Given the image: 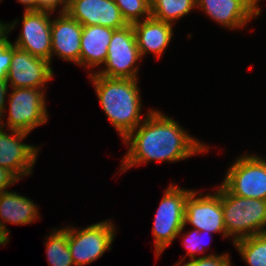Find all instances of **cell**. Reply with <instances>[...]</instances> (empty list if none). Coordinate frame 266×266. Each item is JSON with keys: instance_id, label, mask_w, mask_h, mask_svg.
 <instances>
[{"instance_id": "obj_12", "label": "cell", "mask_w": 266, "mask_h": 266, "mask_svg": "<svg viewBox=\"0 0 266 266\" xmlns=\"http://www.w3.org/2000/svg\"><path fill=\"white\" fill-rule=\"evenodd\" d=\"M47 10L24 11L22 31L13 45L51 63V14Z\"/></svg>"}, {"instance_id": "obj_20", "label": "cell", "mask_w": 266, "mask_h": 266, "mask_svg": "<svg viewBox=\"0 0 266 266\" xmlns=\"http://www.w3.org/2000/svg\"><path fill=\"white\" fill-rule=\"evenodd\" d=\"M150 4L152 17L173 25L197 8L196 0H150Z\"/></svg>"}, {"instance_id": "obj_11", "label": "cell", "mask_w": 266, "mask_h": 266, "mask_svg": "<svg viewBox=\"0 0 266 266\" xmlns=\"http://www.w3.org/2000/svg\"><path fill=\"white\" fill-rule=\"evenodd\" d=\"M11 134L0 127V167L6 168L18 180L33 172L39 147L23 143L29 133L10 130Z\"/></svg>"}, {"instance_id": "obj_29", "label": "cell", "mask_w": 266, "mask_h": 266, "mask_svg": "<svg viewBox=\"0 0 266 266\" xmlns=\"http://www.w3.org/2000/svg\"><path fill=\"white\" fill-rule=\"evenodd\" d=\"M25 6V11H38L37 0H16Z\"/></svg>"}, {"instance_id": "obj_21", "label": "cell", "mask_w": 266, "mask_h": 266, "mask_svg": "<svg viewBox=\"0 0 266 266\" xmlns=\"http://www.w3.org/2000/svg\"><path fill=\"white\" fill-rule=\"evenodd\" d=\"M248 266H266V233L233 242Z\"/></svg>"}, {"instance_id": "obj_1", "label": "cell", "mask_w": 266, "mask_h": 266, "mask_svg": "<svg viewBox=\"0 0 266 266\" xmlns=\"http://www.w3.org/2000/svg\"><path fill=\"white\" fill-rule=\"evenodd\" d=\"M123 141L128 152L122 158L121 172L150 161L184 160L209 149L177 121L154 109L147 112L142 123Z\"/></svg>"}, {"instance_id": "obj_31", "label": "cell", "mask_w": 266, "mask_h": 266, "mask_svg": "<svg viewBox=\"0 0 266 266\" xmlns=\"http://www.w3.org/2000/svg\"><path fill=\"white\" fill-rule=\"evenodd\" d=\"M8 32V24L0 21V39Z\"/></svg>"}, {"instance_id": "obj_2", "label": "cell", "mask_w": 266, "mask_h": 266, "mask_svg": "<svg viewBox=\"0 0 266 266\" xmlns=\"http://www.w3.org/2000/svg\"><path fill=\"white\" fill-rule=\"evenodd\" d=\"M89 78L104 113L124 140L145 119L141 116L139 79L107 78L97 73H90Z\"/></svg>"}, {"instance_id": "obj_4", "label": "cell", "mask_w": 266, "mask_h": 266, "mask_svg": "<svg viewBox=\"0 0 266 266\" xmlns=\"http://www.w3.org/2000/svg\"><path fill=\"white\" fill-rule=\"evenodd\" d=\"M157 209L153 224L155 255L158 257L185 228V202L192 190L171 184Z\"/></svg>"}, {"instance_id": "obj_3", "label": "cell", "mask_w": 266, "mask_h": 266, "mask_svg": "<svg viewBox=\"0 0 266 266\" xmlns=\"http://www.w3.org/2000/svg\"><path fill=\"white\" fill-rule=\"evenodd\" d=\"M225 229L232 242L266 233V200L232 195L221 184Z\"/></svg>"}, {"instance_id": "obj_8", "label": "cell", "mask_w": 266, "mask_h": 266, "mask_svg": "<svg viewBox=\"0 0 266 266\" xmlns=\"http://www.w3.org/2000/svg\"><path fill=\"white\" fill-rule=\"evenodd\" d=\"M115 225L108 219L82 229L68 227V247L75 266H83L111 250Z\"/></svg>"}, {"instance_id": "obj_14", "label": "cell", "mask_w": 266, "mask_h": 266, "mask_svg": "<svg viewBox=\"0 0 266 266\" xmlns=\"http://www.w3.org/2000/svg\"><path fill=\"white\" fill-rule=\"evenodd\" d=\"M197 8L229 29L242 28L262 11L253 0H196Z\"/></svg>"}, {"instance_id": "obj_24", "label": "cell", "mask_w": 266, "mask_h": 266, "mask_svg": "<svg viewBox=\"0 0 266 266\" xmlns=\"http://www.w3.org/2000/svg\"><path fill=\"white\" fill-rule=\"evenodd\" d=\"M202 233H208L210 234V232L208 231H198L197 229H191L189 232H187L186 234H184L183 239L182 240V244L186 247L187 249V254L190 257V259H195L196 257V253H203L205 251L204 248V244H202ZM204 243V242H203ZM204 245V246H203Z\"/></svg>"}, {"instance_id": "obj_6", "label": "cell", "mask_w": 266, "mask_h": 266, "mask_svg": "<svg viewBox=\"0 0 266 266\" xmlns=\"http://www.w3.org/2000/svg\"><path fill=\"white\" fill-rule=\"evenodd\" d=\"M232 195L266 200V158L243 154L221 183Z\"/></svg>"}, {"instance_id": "obj_19", "label": "cell", "mask_w": 266, "mask_h": 266, "mask_svg": "<svg viewBox=\"0 0 266 266\" xmlns=\"http://www.w3.org/2000/svg\"><path fill=\"white\" fill-rule=\"evenodd\" d=\"M45 244L49 266H75L68 247V226L53 229Z\"/></svg>"}, {"instance_id": "obj_27", "label": "cell", "mask_w": 266, "mask_h": 266, "mask_svg": "<svg viewBox=\"0 0 266 266\" xmlns=\"http://www.w3.org/2000/svg\"><path fill=\"white\" fill-rule=\"evenodd\" d=\"M19 180L6 168L0 167V193L7 191L6 189L9 186H12L14 183Z\"/></svg>"}, {"instance_id": "obj_22", "label": "cell", "mask_w": 266, "mask_h": 266, "mask_svg": "<svg viewBox=\"0 0 266 266\" xmlns=\"http://www.w3.org/2000/svg\"><path fill=\"white\" fill-rule=\"evenodd\" d=\"M127 24H134L151 16L150 0H114ZM144 17V18H143ZM142 18V19H141Z\"/></svg>"}, {"instance_id": "obj_18", "label": "cell", "mask_w": 266, "mask_h": 266, "mask_svg": "<svg viewBox=\"0 0 266 266\" xmlns=\"http://www.w3.org/2000/svg\"><path fill=\"white\" fill-rule=\"evenodd\" d=\"M39 217L38 206L29 197L8 190L0 193V222L9 233L5 222L27 225Z\"/></svg>"}, {"instance_id": "obj_17", "label": "cell", "mask_w": 266, "mask_h": 266, "mask_svg": "<svg viewBox=\"0 0 266 266\" xmlns=\"http://www.w3.org/2000/svg\"><path fill=\"white\" fill-rule=\"evenodd\" d=\"M115 29L99 25L83 26L79 65L88 71L104 65L108 46Z\"/></svg>"}, {"instance_id": "obj_13", "label": "cell", "mask_w": 266, "mask_h": 266, "mask_svg": "<svg viewBox=\"0 0 266 266\" xmlns=\"http://www.w3.org/2000/svg\"><path fill=\"white\" fill-rule=\"evenodd\" d=\"M65 11L82 26L120 29L128 25L114 0H67Z\"/></svg>"}, {"instance_id": "obj_28", "label": "cell", "mask_w": 266, "mask_h": 266, "mask_svg": "<svg viewBox=\"0 0 266 266\" xmlns=\"http://www.w3.org/2000/svg\"><path fill=\"white\" fill-rule=\"evenodd\" d=\"M9 85L6 79L0 78V121H3L4 113H5V108H6V95L8 91Z\"/></svg>"}, {"instance_id": "obj_33", "label": "cell", "mask_w": 266, "mask_h": 266, "mask_svg": "<svg viewBox=\"0 0 266 266\" xmlns=\"http://www.w3.org/2000/svg\"><path fill=\"white\" fill-rule=\"evenodd\" d=\"M257 5H258V2H260L259 0H253Z\"/></svg>"}, {"instance_id": "obj_5", "label": "cell", "mask_w": 266, "mask_h": 266, "mask_svg": "<svg viewBox=\"0 0 266 266\" xmlns=\"http://www.w3.org/2000/svg\"><path fill=\"white\" fill-rule=\"evenodd\" d=\"M9 95L8 120L0 121V127L30 133L48 121L45 89L12 88Z\"/></svg>"}, {"instance_id": "obj_32", "label": "cell", "mask_w": 266, "mask_h": 266, "mask_svg": "<svg viewBox=\"0 0 266 266\" xmlns=\"http://www.w3.org/2000/svg\"><path fill=\"white\" fill-rule=\"evenodd\" d=\"M183 262H184V259L182 258V260L179 261V263L177 262V264H175L174 266H191L188 262L182 265Z\"/></svg>"}, {"instance_id": "obj_7", "label": "cell", "mask_w": 266, "mask_h": 266, "mask_svg": "<svg viewBox=\"0 0 266 266\" xmlns=\"http://www.w3.org/2000/svg\"><path fill=\"white\" fill-rule=\"evenodd\" d=\"M141 60L136 36L131 24L115 29L108 46L107 58L103 69H98V75L107 78L138 79V66Z\"/></svg>"}, {"instance_id": "obj_10", "label": "cell", "mask_w": 266, "mask_h": 266, "mask_svg": "<svg viewBox=\"0 0 266 266\" xmlns=\"http://www.w3.org/2000/svg\"><path fill=\"white\" fill-rule=\"evenodd\" d=\"M50 62L33 56L12 43V60L6 81L11 88L44 89L54 77Z\"/></svg>"}, {"instance_id": "obj_26", "label": "cell", "mask_w": 266, "mask_h": 266, "mask_svg": "<svg viewBox=\"0 0 266 266\" xmlns=\"http://www.w3.org/2000/svg\"><path fill=\"white\" fill-rule=\"evenodd\" d=\"M38 10H47L55 12V9L60 5L61 9L59 12L66 10L67 0H37Z\"/></svg>"}, {"instance_id": "obj_30", "label": "cell", "mask_w": 266, "mask_h": 266, "mask_svg": "<svg viewBox=\"0 0 266 266\" xmlns=\"http://www.w3.org/2000/svg\"><path fill=\"white\" fill-rule=\"evenodd\" d=\"M10 233L6 230L3 223L0 222V245L5 246L9 242L8 238Z\"/></svg>"}, {"instance_id": "obj_15", "label": "cell", "mask_w": 266, "mask_h": 266, "mask_svg": "<svg viewBox=\"0 0 266 266\" xmlns=\"http://www.w3.org/2000/svg\"><path fill=\"white\" fill-rule=\"evenodd\" d=\"M83 26L73 19L66 11L51 21V40L53 55L63 60L79 64L81 36Z\"/></svg>"}, {"instance_id": "obj_23", "label": "cell", "mask_w": 266, "mask_h": 266, "mask_svg": "<svg viewBox=\"0 0 266 266\" xmlns=\"http://www.w3.org/2000/svg\"><path fill=\"white\" fill-rule=\"evenodd\" d=\"M18 19L8 23V32L0 39V78L6 79L12 60V43L8 39V33L16 26Z\"/></svg>"}, {"instance_id": "obj_9", "label": "cell", "mask_w": 266, "mask_h": 266, "mask_svg": "<svg viewBox=\"0 0 266 266\" xmlns=\"http://www.w3.org/2000/svg\"><path fill=\"white\" fill-rule=\"evenodd\" d=\"M197 191L192 190L185 202L184 225L187 223L198 231H208L212 233H222L223 237H228L223 217L221 203V185L214 193L196 197Z\"/></svg>"}, {"instance_id": "obj_25", "label": "cell", "mask_w": 266, "mask_h": 266, "mask_svg": "<svg viewBox=\"0 0 266 266\" xmlns=\"http://www.w3.org/2000/svg\"><path fill=\"white\" fill-rule=\"evenodd\" d=\"M230 255L224 254H208L187 261L191 266H232Z\"/></svg>"}, {"instance_id": "obj_16", "label": "cell", "mask_w": 266, "mask_h": 266, "mask_svg": "<svg viewBox=\"0 0 266 266\" xmlns=\"http://www.w3.org/2000/svg\"><path fill=\"white\" fill-rule=\"evenodd\" d=\"M132 26L141 58L147 53L154 54L157 59L160 58L174 34L173 24L155 19L152 16L136 22Z\"/></svg>"}]
</instances>
